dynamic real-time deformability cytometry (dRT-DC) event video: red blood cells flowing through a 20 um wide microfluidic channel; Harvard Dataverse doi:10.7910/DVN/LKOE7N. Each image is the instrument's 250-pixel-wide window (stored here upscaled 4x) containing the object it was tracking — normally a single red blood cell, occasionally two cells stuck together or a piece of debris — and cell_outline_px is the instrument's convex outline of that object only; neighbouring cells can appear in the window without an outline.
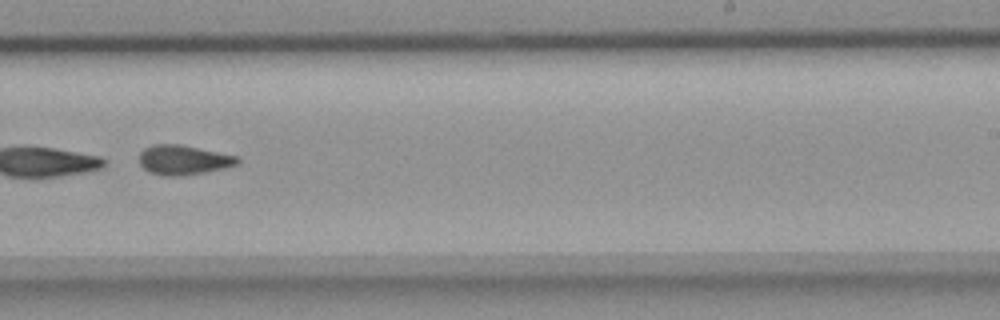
{"species": "common noctule bat (a hibernating species)", "species_latin": "Nyctalus noctula", "temperature_condition": "room temperature", "stored_images_in_passage": 49, "segment_of_instrument_passage": [2, 2], "camera_frame_rate_fps": 3000, "um_per_image_px": 0.085, "animal": {"sex": "female", "body_mass_g": 18.4}, "frame": {"image": 1, "passage_image": 31, "time_ms": 10.0, "image_size_px": [1000, 320], "cell_outline_px": [[240, 164], [228, 168], [180, 176], [164, 176], [148, 172], [140, 164], [140, 152], [144, 148], [152, 144], [180, 144], [236, 156], [240, 160]], "centroid_in_image_um": [15.59, 13.6], "position_along_channel_um": 273.4, "area_um2": 17.05}}